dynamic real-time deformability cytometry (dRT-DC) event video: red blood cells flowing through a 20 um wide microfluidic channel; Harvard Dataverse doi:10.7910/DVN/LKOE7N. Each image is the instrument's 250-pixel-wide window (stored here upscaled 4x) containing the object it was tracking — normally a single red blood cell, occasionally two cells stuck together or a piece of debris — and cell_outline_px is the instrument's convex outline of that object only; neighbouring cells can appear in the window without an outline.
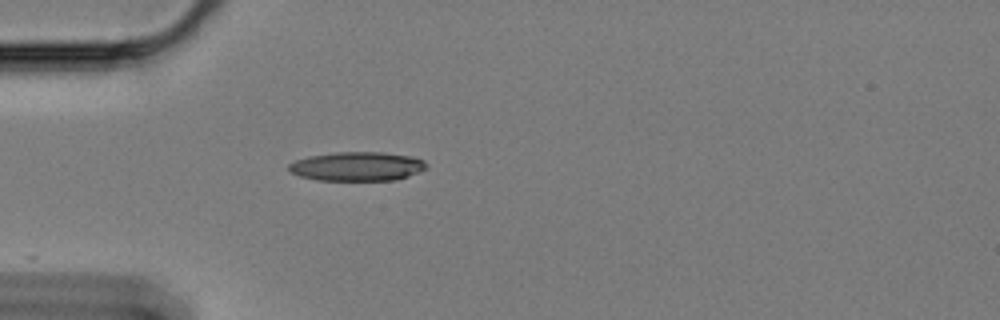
{"species": "Egyptian fruit bat (a non-hibernating species)", "species_latin": "Rousettus aegyptiacus", "temperature_condition": "cold", "stored_images_in_passage": 4, "camera_frame_rate_fps": 3000, "um_per_image_px": 0.085, "animal": {"sex": "female"}, "frame": {"image": 1, "passage_image": 1, "time_ms": 0.0, "image_size_px": [1000, 320], "cell_outline_px": [[428, 164], [424, 168], [408, 176], [396, 180], [320, 180], [300, 176], [292, 172], [288, 168], [288, 164], [296, 160], [308, 156], [336, 152], [384, 152], [408, 156], [424, 160]], "centroid_in_image_um": [30.34, 14.13], "position_along_channel_um": 54.7, "area_um2": 23.06}}